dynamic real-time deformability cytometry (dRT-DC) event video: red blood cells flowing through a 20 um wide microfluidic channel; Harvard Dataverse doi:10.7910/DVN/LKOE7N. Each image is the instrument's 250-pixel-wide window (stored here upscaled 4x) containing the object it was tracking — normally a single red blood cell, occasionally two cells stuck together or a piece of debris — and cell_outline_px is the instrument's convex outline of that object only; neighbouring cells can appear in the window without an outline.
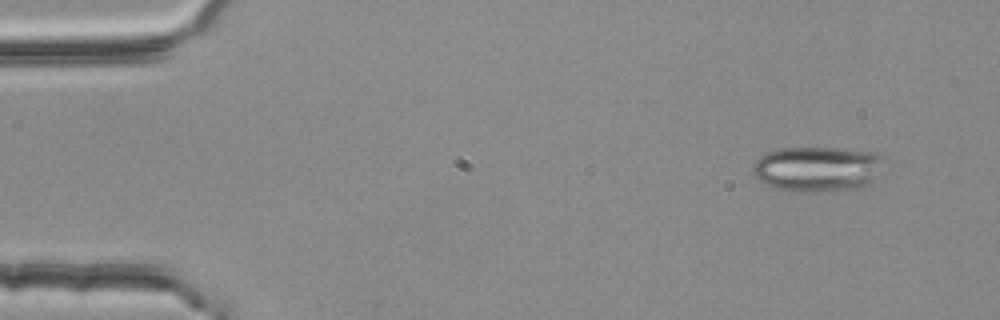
{"species": "common noctule bat (a hibernating species)", "species_latin": "Nyctalus noctula", "temperature_condition": "room temperature", "stored_images_in_passage": 3, "camera_frame_rate_fps": 3000, "um_per_image_px": 0.085, "animal": {"sex": "female", "body_mass_g": 25.1}, "frame": {"image": 1, "passage_image": 1, "time_ms": 0.0, "image_size_px": [1000, 320], "cell_outline_px": [[884, 156], [872, 188], [812, 192], [780, 188], [764, 184], [752, 172], [752, 168], [756, 160], [764, 152], [780, 148], [840, 148], [876, 152]], "centroid_in_image_um": [69.54, 14.36], "position_along_channel_um": 15.5, "area_um2": 34.97}}